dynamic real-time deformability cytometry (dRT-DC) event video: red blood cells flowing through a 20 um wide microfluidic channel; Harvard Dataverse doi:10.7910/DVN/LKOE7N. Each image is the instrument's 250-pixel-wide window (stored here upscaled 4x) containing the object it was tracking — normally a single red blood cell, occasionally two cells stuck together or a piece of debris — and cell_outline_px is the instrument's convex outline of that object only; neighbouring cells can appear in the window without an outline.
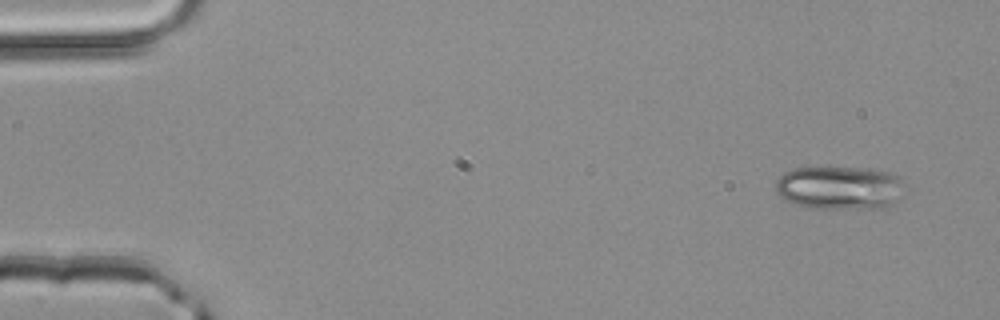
{"species": "common noctule bat (a hibernating species)", "species_latin": "Nyctalus noctula", "temperature_condition": "room temperature", "stored_images_in_passage": 3, "camera_frame_rate_fps": 3000, "um_per_image_px": 0.085, "animal": {"sex": "male", "body_mass_g": 20.4}, "frame": {"image": 1, "passage_image": 1, "time_ms": 0.0, "image_size_px": [1000, 320], "cell_outline_px": [[904, 176], [896, 200], [892, 204], [884, 208], [808, 208], [784, 200], [776, 192], [776, 180], [784, 172], [792, 168], [868, 168], [888, 172]], "centroid_in_image_um": [71.33, 15.95], "position_along_channel_um": 13.7, "area_um2": 32.6}}